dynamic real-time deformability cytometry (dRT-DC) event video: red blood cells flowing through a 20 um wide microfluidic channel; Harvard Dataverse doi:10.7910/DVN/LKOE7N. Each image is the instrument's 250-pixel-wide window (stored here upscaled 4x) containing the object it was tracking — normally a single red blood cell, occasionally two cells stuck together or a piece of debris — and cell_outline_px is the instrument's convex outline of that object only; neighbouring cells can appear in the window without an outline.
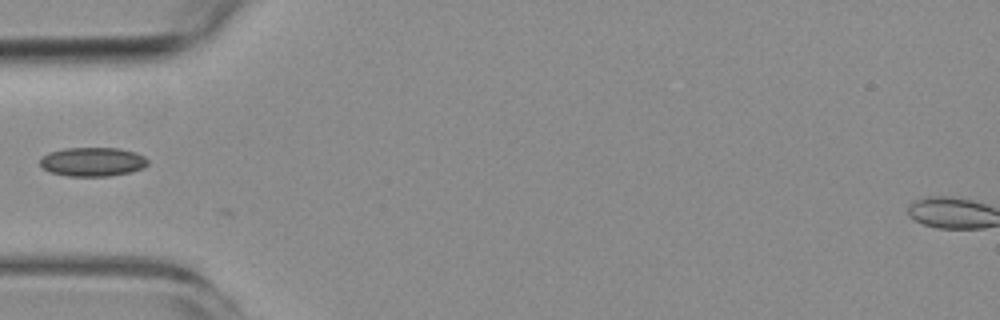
{"species": "common noctule bat (a hibernating species)", "species_latin": "Nyctalus noctula", "temperature_condition": "room temperature", "stored_images_in_passage": 1, "camera_frame_rate_fps": 3000, "um_per_image_px": 0.085, "animal": {"sex": "female", "body_mass_g": 19.3, "forearm_length_mm": 54.1}, "frame": {"image": 1, "passage_image": 1, "time_ms": 0.0, "image_size_px": [1000, 320], "cell_outline_px": [[148, 164], [144, 168], [132, 172], [108, 176], [68, 176], [48, 172], [40, 168], [40, 160], [48, 152], [64, 148], [120, 148], [136, 152], [144, 156], [148, 160]], "centroid_in_image_um": [7.87, 13.75], "position_along_channel_um": 77.1, "area_um2": 18.5}}